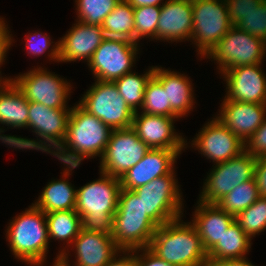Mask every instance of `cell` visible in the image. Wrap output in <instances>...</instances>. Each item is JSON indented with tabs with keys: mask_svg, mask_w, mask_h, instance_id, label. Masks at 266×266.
Instances as JSON below:
<instances>
[{
	"mask_svg": "<svg viewBox=\"0 0 266 266\" xmlns=\"http://www.w3.org/2000/svg\"><path fill=\"white\" fill-rule=\"evenodd\" d=\"M193 27L191 42L204 58L233 26L225 0H192Z\"/></svg>",
	"mask_w": 266,
	"mask_h": 266,
	"instance_id": "9",
	"label": "cell"
},
{
	"mask_svg": "<svg viewBox=\"0 0 266 266\" xmlns=\"http://www.w3.org/2000/svg\"><path fill=\"white\" fill-rule=\"evenodd\" d=\"M191 141L192 148L216 164L237 157L245 151V143L216 117L205 123Z\"/></svg>",
	"mask_w": 266,
	"mask_h": 266,
	"instance_id": "14",
	"label": "cell"
},
{
	"mask_svg": "<svg viewBox=\"0 0 266 266\" xmlns=\"http://www.w3.org/2000/svg\"><path fill=\"white\" fill-rule=\"evenodd\" d=\"M29 101L8 77L0 83V124L28 128Z\"/></svg>",
	"mask_w": 266,
	"mask_h": 266,
	"instance_id": "25",
	"label": "cell"
},
{
	"mask_svg": "<svg viewBox=\"0 0 266 266\" xmlns=\"http://www.w3.org/2000/svg\"><path fill=\"white\" fill-rule=\"evenodd\" d=\"M121 253L123 255H121ZM106 266H136V262L134 259V250H132V251H124V250L120 251L117 254V256H114Z\"/></svg>",
	"mask_w": 266,
	"mask_h": 266,
	"instance_id": "44",
	"label": "cell"
},
{
	"mask_svg": "<svg viewBox=\"0 0 266 266\" xmlns=\"http://www.w3.org/2000/svg\"><path fill=\"white\" fill-rule=\"evenodd\" d=\"M192 224L201 238L204 250L208 253L221 239L235 217L217 204H207L198 200Z\"/></svg>",
	"mask_w": 266,
	"mask_h": 266,
	"instance_id": "23",
	"label": "cell"
},
{
	"mask_svg": "<svg viewBox=\"0 0 266 266\" xmlns=\"http://www.w3.org/2000/svg\"><path fill=\"white\" fill-rule=\"evenodd\" d=\"M133 8L144 6H162L164 0H126ZM162 2V5H161Z\"/></svg>",
	"mask_w": 266,
	"mask_h": 266,
	"instance_id": "46",
	"label": "cell"
},
{
	"mask_svg": "<svg viewBox=\"0 0 266 266\" xmlns=\"http://www.w3.org/2000/svg\"><path fill=\"white\" fill-rule=\"evenodd\" d=\"M8 225L6 237L14 257L31 266H43L49 251L45 213L32 203Z\"/></svg>",
	"mask_w": 266,
	"mask_h": 266,
	"instance_id": "5",
	"label": "cell"
},
{
	"mask_svg": "<svg viewBox=\"0 0 266 266\" xmlns=\"http://www.w3.org/2000/svg\"><path fill=\"white\" fill-rule=\"evenodd\" d=\"M158 226L147 215L114 214L112 238L121 251L149 247Z\"/></svg>",
	"mask_w": 266,
	"mask_h": 266,
	"instance_id": "20",
	"label": "cell"
},
{
	"mask_svg": "<svg viewBox=\"0 0 266 266\" xmlns=\"http://www.w3.org/2000/svg\"><path fill=\"white\" fill-rule=\"evenodd\" d=\"M260 197L254 178L242 182L216 204L228 214L236 217Z\"/></svg>",
	"mask_w": 266,
	"mask_h": 266,
	"instance_id": "31",
	"label": "cell"
},
{
	"mask_svg": "<svg viewBox=\"0 0 266 266\" xmlns=\"http://www.w3.org/2000/svg\"><path fill=\"white\" fill-rule=\"evenodd\" d=\"M261 65L258 63L225 70L222 73L227 83L225 97L232 101L266 104V74Z\"/></svg>",
	"mask_w": 266,
	"mask_h": 266,
	"instance_id": "16",
	"label": "cell"
},
{
	"mask_svg": "<svg viewBox=\"0 0 266 266\" xmlns=\"http://www.w3.org/2000/svg\"><path fill=\"white\" fill-rule=\"evenodd\" d=\"M134 253L136 266H175L160 258L149 247L135 249Z\"/></svg>",
	"mask_w": 266,
	"mask_h": 266,
	"instance_id": "41",
	"label": "cell"
},
{
	"mask_svg": "<svg viewBox=\"0 0 266 266\" xmlns=\"http://www.w3.org/2000/svg\"><path fill=\"white\" fill-rule=\"evenodd\" d=\"M245 151L254 158L266 156V118L245 142Z\"/></svg>",
	"mask_w": 266,
	"mask_h": 266,
	"instance_id": "39",
	"label": "cell"
},
{
	"mask_svg": "<svg viewBox=\"0 0 266 266\" xmlns=\"http://www.w3.org/2000/svg\"><path fill=\"white\" fill-rule=\"evenodd\" d=\"M184 149H150L145 156L122 177L121 189L134 190L152 180L168 175Z\"/></svg>",
	"mask_w": 266,
	"mask_h": 266,
	"instance_id": "17",
	"label": "cell"
},
{
	"mask_svg": "<svg viewBox=\"0 0 266 266\" xmlns=\"http://www.w3.org/2000/svg\"><path fill=\"white\" fill-rule=\"evenodd\" d=\"M177 182L173 169L168 175L134 189L142 200L146 215L157 226L183 217V198Z\"/></svg>",
	"mask_w": 266,
	"mask_h": 266,
	"instance_id": "6",
	"label": "cell"
},
{
	"mask_svg": "<svg viewBox=\"0 0 266 266\" xmlns=\"http://www.w3.org/2000/svg\"><path fill=\"white\" fill-rule=\"evenodd\" d=\"M265 52V41L233 25L205 58L216 61L222 74L238 66L262 63Z\"/></svg>",
	"mask_w": 266,
	"mask_h": 266,
	"instance_id": "7",
	"label": "cell"
},
{
	"mask_svg": "<svg viewBox=\"0 0 266 266\" xmlns=\"http://www.w3.org/2000/svg\"><path fill=\"white\" fill-rule=\"evenodd\" d=\"M0 75H2L1 72H0ZM3 79L4 77L2 78V76H0V83L3 81Z\"/></svg>",
	"mask_w": 266,
	"mask_h": 266,
	"instance_id": "48",
	"label": "cell"
},
{
	"mask_svg": "<svg viewBox=\"0 0 266 266\" xmlns=\"http://www.w3.org/2000/svg\"><path fill=\"white\" fill-rule=\"evenodd\" d=\"M78 103L112 130L132 127L134 112L114 82L95 80Z\"/></svg>",
	"mask_w": 266,
	"mask_h": 266,
	"instance_id": "8",
	"label": "cell"
},
{
	"mask_svg": "<svg viewBox=\"0 0 266 266\" xmlns=\"http://www.w3.org/2000/svg\"><path fill=\"white\" fill-rule=\"evenodd\" d=\"M112 129L78 103L71 109L63 144L53 154L64 166H79L85 158H102Z\"/></svg>",
	"mask_w": 266,
	"mask_h": 266,
	"instance_id": "1",
	"label": "cell"
},
{
	"mask_svg": "<svg viewBox=\"0 0 266 266\" xmlns=\"http://www.w3.org/2000/svg\"><path fill=\"white\" fill-rule=\"evenodd\" d=\"M228 7L229 21L235 25L247 12L257 8L263 0H225Z\"/></svg>",
	"mask_w": 266,
	"mask_h": 266,
	"instance_id": "40",
	"label": "cell"
},
{
	"mask_svg": "<svg viewBox=\"0 0 266 266\" xmlns=\"http://www.w3.org/2000/svg\"><path fill=\"white\" fill-rule=\"evenodd\" d=\"M235 221L251 239L266 230V197L260 196L251 206L240 212Z\"/></svg>",
	"mask_w": 266,
	"mask_h": 266,
	"instance_id": "34",
	"label": "cell"
},
{
	"mask_svg": "<svg viewBox=\"0 0 266 266\" xmlns=\"http://www.w3.org/2000/svg\"><path fill=\"white\" fill-rule=\"evenodd\" d=\"M76 261L74 266H106L121 250L112 235L82 229L71 243Z\"/></svg>",
	"mask_w": 266,
	"mask_h": 266,
	"instance_id": "22",
	"label": "cell"
},
{
	"mask_svg": "<svg viewBox=\"0 0 266 266\" xmlns=\"http://www.w3.org/2000/svg\"><path fill=\"white\" fill-rule=\"evenodd\" d=\"M49 241H66L68 246L82 230V218L75 209L45 213Z\"/></svg>",
	"mask_w": 266,
	"mask_h": 266,
	"instance_id": "28",
	"label": "cell"
},
{
	"mask_svg": "<svg viewBox=\"0 0 266 266\" xmlns=\"http://www.w3.org/2000/svg\"><path fill=\"white\" fill-rule=\"evenodd\" d=\"M67 167V168H66ZM61 179L52 180L33 204L44 213L75 209L77 189L67 179L78 166L67 165ZM71 173V174H70Z\"/></svg>",
	"mask_w": 266,
	"mask_h": 266,
	"instance_id": "26",
	"label": "cell"
},
{
	"mask_svg": "<svg viewBox=\"0 0 266 266\" xmlns=\"http://www.w3.org/2000/svg\"><path fill=\"white\" fill-rule=\"evenodd\" d=\"M134 9L135 42L144 37L157 40V24L161 6H144Z\"/></svg>",
	"mask_w": 266,
	"mask_h": 266,
	"instance_id": "35",
	"label": "cell"
},
{
	"mask_svg": "<svg viewBox=\"0 0 266 266\" xmlns=\"http://www.w3.org/2000/svg\"><path fill=\"white\" fill-rule=\"evenodd\" d=\"M134 112L132 128L150 149H185L187 140L178 135L174 129L175 119L169 117L151 115L142 112ZM141 113V114H140ZM186 146V147H185Z\"/></svg>",
	"mask_w": 266,
	"mask_h": 266,
	"instance_id": "15",
	"label": "cell"
},
{
	"mask_svg": "<svg viewBox=\"0 0 266 266\" xmlns=\"http://www.w3.org/2000/svg\"><path fill=\"white\" fill-rule=\"evenodd\" d=\"M26 39V48L28 51V54H31L33 56H40L43 55V53L47 52L46 50L50 49L49 47H52L50 51L48 50V57H50L49 60H53L55 62H59V41L55 42V44L52 46L51 44L54 43L50 39V35L48 36L47 33H41L34 32L29 33Z\"/></svg>",
	"mask_w": 266,
	"mask_h": 266,
	"instance_id": "37",
	"label": "cell"
},
{
	"mask_svg": "<svg viewBox=\"0 0 266 266\" xmlns=\"http://www.w3.org/2000/svg\"><path fill=\"white\" fill-rule=\"evenodd\" d=\"M120 0H75L77 20L88 25H102Z\"/></svg>",
	"mask_w": 266,
	"mask_h": 266,
	"instance_id": "33",
	"label": "cell"
},
{
	"mask_svg": "<svg viewBox=\"0 0 266 266\" xmlns=\"http://www.w3.org/2000/svg\"><path fill=\"white\" fill-rule=\"evenodd\" d=\"M217 260L207 259L204 266H255L248 259Z\"/></svg>",
	"mask_w": 266,
	"mask_h": 266,
	"instance_id": "45",
	"label": "cell"
},
{
	"mask_svg": "<svg viewBox=\"0 0 266 266\" xmlns=\"http://www.w3.org/2000/svg\"><path fill=\"white\" fill-rule=\"evenodd\" d=\"M10 79L28 101L41 103L53 109H72L67 105L70 90L73 88L70 81L49 72L47 68L37 67Z\"/></svg>",
	"mask_w": 266,
	"mask_h": 266,
	"instance_id": "10",
	"label": "cell"
},
{
	"mask_svg": "<svg viewBox=\"0 0 266 266\" xmlns=\"http://www.w3.org/2000/svg\"><path fill=\"white\" fill-rule=\"evenodd\" d=\"M102 29L108 38H122L135 42L133 7L126 0H120L104 19Z\"/></svg>",
	"mask_w": 266,
	"mask_h": 266,
	"instance_id": "29",
	"label": "cell"
},
{
	"mask_svg": "<svg viewBox=\"0 0 266 266\" xmlns=\"http://www.w3.org/2000/svg\"><path fill=\"white\" fill-rule=\"evenodd\" d=\"M253 178L259 195L266 197V156L256 158Z\"/></svg>",
	"mask_w": 266,
	"mask_h": 266,
	"instance_id": "42",
	"label": "cell"
},
{
	"mask_svg": "<svg viewBox=\"0 0 266 266\" xmlns=\"http://www.w3.org/2000/svg\"><path fill=\"white\" fill-rule=\"evenodd\" d=\"M68 251V252H67ZM65 248L61 249V252L59 251L56 259L54 260L53 266H70L69 262V250ZM67 252V253H66Z\"/></svg>",
	"mask_w": 266,
	"mask_h": 266,
	"instance_id": "47",
	"label": "cell"
},
{
	"mask_svg": "<svg viewBox=\"0 0 266 266\" xmlns=\"http://www.w3.org/2000/svg\"><path fill=\"white\" fill-rule=\"evenodd\" d=\"M154 68L155 66H152L142 75L131 71L113 81L119 94L133 112L140 110L143 105L145 88L154 74Z\"/></svg>",
	"mask_w": 266,
	"mask_h": 266,
	"instance_id": "30",
	"label": "cell"
},
{
	"mask_svg": "<svg viewBox=\"0 0 266 266\" xmlns=\"http://www.w3.org/2000/svg\"><path fill=\"white\" fill-rule=\"evenodd\" d=\"M192 27V0H166L161 6L157 24V40L189 41L192 37Z\"/></svg>",
	"mask_w": 266,
	"mask_h": 266,
	"instance_id": "21",
	"label": "cell"
},
{
	"mask_svg": "<svg viewBox=\"0 0 266 266\" xmlns=\"http://www.w3.org/2000/svg\"><path fill=\"white\" fill-rule=\"evenodd\" d=\"M70 114L71 109H53L29 101L28 128L37 135V140L1 134L5 131L2 128L0 140L15 149H36L53 155L65 140Z\"/></svg>",
	"mask_w": 266,
	"mask_h": 266,
	"instance_id": "4",
	"label": "cell"
},
{
	"mask_svg": "<svg viewBox=\"0 0 266 266\" xmlns=\"http://www.w3.org/2000/svg\"><path fill=\"white\" fill-rule=\"evenodd\" d=\"M76 22L59 39V62H88L106 38L102 25H88L78 20Z\"/></svg>",
	"mask_w": 266,
	"mask_h": 266,
	"instance_id": "19",
	"label": "cell"
},
{
	"mask_svg": "<svg viewBox=\"0 0 266 266\" xmlns=\"http://www.w3.org/2000/svg\"><path fill=\"white\" fill-rule=\"evenodd\" d=\"M141 110L142 113L151 115L178 117L172 111L170 103H167L166 91L162 84L154 76L147 82Z\"/></svg>",
	"mask_w": 266,
	"mask_h": 266,
	"instance_id": "32",
	"label": "cell"
},
{
	"mask_svg": "<svg viewBox=\"0 0 266 266\" xmlns=\"http://www.w3.org/2000/svg\"><path fill=\"white\" fill-rule=\"evenodd\" d=\"M137 45L128 39L106 37L87 63L95 80L113 82L131 72L139 54Z\"/></svg>",
	"mask_w": 266,
	"mask_h": 266,
	"instance_id": "12",
	"label": "cell"
},
{
	"mask_svg": "<svg viewBox=\"0 0 266 266\" xmlns=\"http://www.w3.org/2000/svg\"><path fill=\"white\" fill-rule=\"evenodd\" d=\"M153 76L162 84L167 103H170L172 111L179 118L192 111L196 102L190 77L159 66H155Z\"/></svg>",
	"mask_w": 266,
	"mask_h": 266,
	"instance_id": "24",
	"label": "cell"
},
{
	"mask_svg": "<svg viewBox=\"0 0 266 266\" xmlns=\"http://www.w3.org/2000/svg\"><path fill=\"white\" fill-rule=\"evenodd\" d=\"M1 17V16H0ZM4 18H0V68L6 60V52L9 50L11 45L14 43V39L8 30V24H6ZM13 42V43H12Z\"/></svg>",
	"mask_w": 266,
	"mask_h": 266,
	"instance_id": "43",
	"label": "cell"
},
{
	"mask_svg": "<svg viewBox=\"0 0 266 266\" xmlns=\"http://www.w3.org/2000/svg\"><path fill=\"white\" fill-rule=\"evenodd\" d=\"M150 150L130 127L112 130L105 152L100 159V170L113 177H122Z\"/></svg>",
	"mask_w": 266,
	"mask_h": 266,
	"instance_id": "13",
	"label": "cell"
},
{
	"mask_svg": "<svg viewBox=\"0 0 266 266\" xmlns=\"http://www.w3.org/2000/svg\"><path fill=\"white\" fill-rule=\"evenodd\" d=\"M251 238L234 221L224 232L220 241L207 253L208 259H245L251 248Z\"/></svg>",
	"mask_w": 266,
	"mask_h": 266,
	"instance_id": "27",
	"label": "cell"
},
{
	"mask_svg": "<svg viewBox=\"0 0 266 266\" xmlns=\"http://www.w3.org/2000/svg\"><path fill=\"white\" fill-rule=\"evenodd\" d=\"M220 109L214 117L244 143L266 118V104L232 101L224 97Z\"/></svg>",
	"mask_w": 266,
	"mask_h": 266,
	"instance_id": "18",
	"label": "cell"
},
{
	"mask_svg": "<svg viewBox=\"0 0 266 266\" xmlns=\"http://www.w3.org/2000/svg\"><path fill=\"white\" fill-rule=\"evenodd\" d=\"M234 26L266 42V0L244 14Z\"/></svg>",
	"mask_w": 266,
	"mask_h": 266,
	"instance_id": "36",
	"label": "cell"
},
{
	"mask_svg": "<svg viewBox=\"0 0 266 266\" xmlns=\"http://www.w3.org/2000/svg\"><path fill=\"white\" fill-rule=\"evenodd\" d=\"M256 158L243 151L237 157L213 165L199 195V201L216 204L242 182L252 180Z\"/></svg>",
	"mask_w": 266,
	"mask_h": 266,
	"instance_id": "11",
	"label": "cell"
},
{
	"mask_svg": "<svg viewBox=\"0 0 266 266\" xmlns=\"http://www.w3.org/2000/svg\"><path fill=\"white\" fill-rule=\"evenodd\" d=\"M149 248L175 266H204L208 259L196 228L181 217L158 226Z\"/></svg>",
	"mask_w": 266,
	"mask_h": 266,
	"instance_id": "3",
	"label": "cell"
},
{
	"mask_svg": "<svg viewBox=\"0 0 266 266\" xmlns=\"http://www.w3.org/2000/svg\"><path fill=\"white\" fill-rule=\"evenodd\" d=\"M100 178L77 189L75 211L82 218V229L112 233L121 190L120 178L100 171Z\"/></svg>",
	"mask_w": 266,
	"mask_h": 266,
	"instance_id": "2",
	"label": "cell"
},
{
	"mask_svg": "<svg viewBox=\"0 0 266 266\" xmlns=\"http://www.w3.org/2000/svg\"><path fill=\"white\" fill-rule=\"evenodd\" d=\"M115 214L146 215L144 205L134 190L121 189Z\"/></svg>",
	"mask_w": 266,
	"mask_h": 266,
	"instance_id": "38",
	"label": "cell"
}]
</instances>
